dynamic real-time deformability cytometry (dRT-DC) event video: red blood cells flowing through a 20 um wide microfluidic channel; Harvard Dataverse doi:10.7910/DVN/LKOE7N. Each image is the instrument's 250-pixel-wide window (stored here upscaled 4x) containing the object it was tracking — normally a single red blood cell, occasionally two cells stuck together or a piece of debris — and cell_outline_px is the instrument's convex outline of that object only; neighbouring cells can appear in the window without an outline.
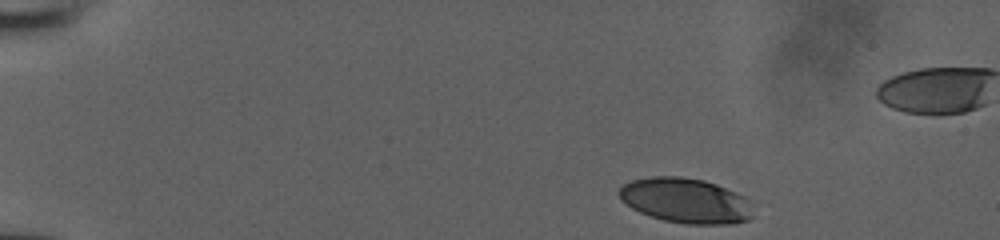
{"species": "human", "species_latin": "Homo sapiens", "temperature_condition": "room temperature", "stored_images_in_passage": 6, "camera_frame_rate_fps": 3000, "um_per_image_px": 0.085, "donor": {"sex": "male"}, "frame": {"image": 1, "passage_image": 1, "time_ms": 0.0, "image_size_px": [1000, 240], "cell_outline_px": [[752, 216], [748, 220], [732, 224], [684, 224], [664, 220], [640, 212], [632, 208], [620, 200], [616, 192], [624, 184], [632, 180], [652, 176], [684, 176], [704, 180], [716, 184], [736, 192], [744, 196], [748, 200]], "centroid_in_image_um": [58.25, 17.04], "position_along_channel_um": 26.8, "area_um2": 35.26}}
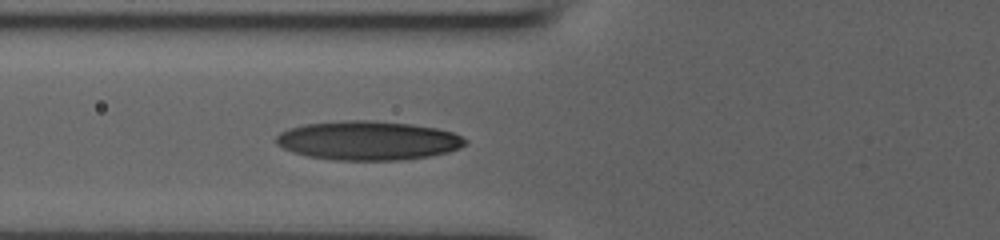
{"frame": {"image": 2, "passage_image": 6, "time_ms": 1.667, "image_size_px": [1000, 240], "cell_outline_px": [[468, 144], [460, 148], [448, 152], [428, 156], [404, 160], [332, 160], [308, 156], [292, 152], [276, 144], [276, 136], [280, 132], [288, 128], [304, 124], [352, 120], [364, 120], [412, 124], [436, 128], [452, 132], [468, 140]], "centroid_in_image_um": [31.29, 11.95], "position_along_channel_um": 94.5, "area_um2": 43.06}}